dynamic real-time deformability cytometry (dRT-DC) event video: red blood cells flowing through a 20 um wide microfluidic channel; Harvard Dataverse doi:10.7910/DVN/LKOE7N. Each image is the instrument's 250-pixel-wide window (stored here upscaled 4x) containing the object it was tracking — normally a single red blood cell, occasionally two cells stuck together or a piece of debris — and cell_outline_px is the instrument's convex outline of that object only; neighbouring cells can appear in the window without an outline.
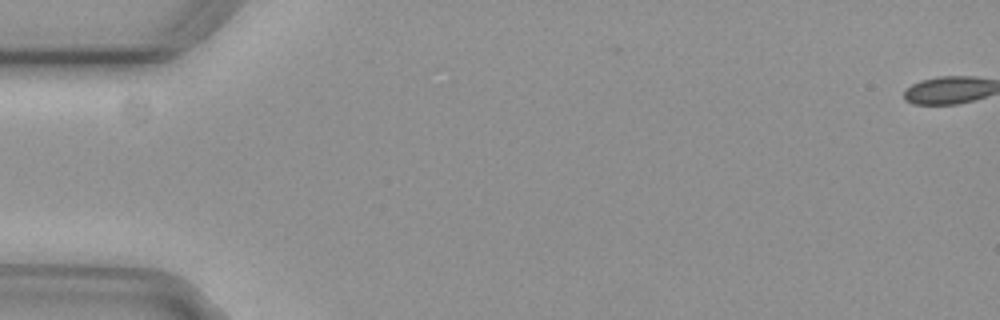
{"species": "common noctule bat (a hibernating species)", "species_latin": "Nyctalus noctula", "temperature_condition": "cold", "stored_images_in_passage": 6, "camera_frame_rate_fps": 3000, "um_per_image_px": 0.085, "animal": {"sex": "female", "body_mass_g": 29.2, "forearm_length_mm": 56.3}, "frame": {"image": 1, "passage_image": 1, "time_ms": 0.0, "image_size_px": [1000, 320], "cell_outline_px": [[156, 116], [152, 124], [144, 128], [72, 128], [48, 124], [40, 120], [60, 112], [124, 100], [148, 100], [152, 104]], "centroid_in_image_um": [9.1, 9.85], "position_along_channel_um": 75.9, "area_um2": 16.99}}